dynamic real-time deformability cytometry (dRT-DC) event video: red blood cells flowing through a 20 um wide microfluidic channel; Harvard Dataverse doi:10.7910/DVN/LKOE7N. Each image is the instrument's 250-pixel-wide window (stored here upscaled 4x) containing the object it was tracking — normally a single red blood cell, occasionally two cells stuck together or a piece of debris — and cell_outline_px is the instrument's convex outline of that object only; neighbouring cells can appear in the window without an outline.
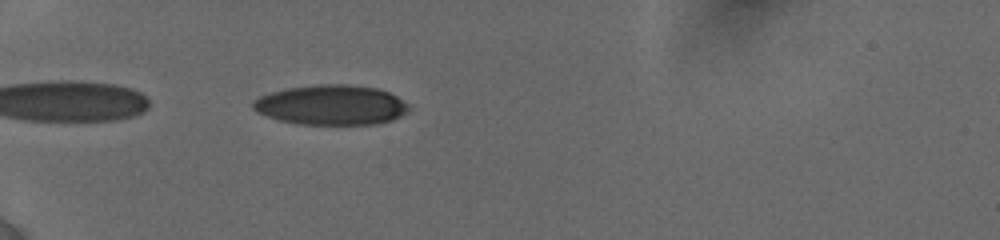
{"species": "human", "species_latin": "Homo sapiens", "temperature_condition": "cold", "stored_images_in_passage": 24, "camera_frame_rate_fps": 3000, "um_per_image_px": 0.085, "donor": {"sex": "female"}, "frame": {"image": 1, "passage_image": 3, "time_ms": 0.333, "image_size_px": [1000, 240], "cell_outline_px": [[412, 108], [408, 112], [392, 120], [376, 124], [296, 124], [280, 120], [256, 112], [252, 108], [252, 100], [260, 96], [272, 92], [288, 88], [316, 84], [348, 84], [380, 88], [396, 96], [408, 104]], "centroid_in_image_um": [28.17, 8.92], "position_along_channel_um": 56.8, "area_um2": 36.47}}
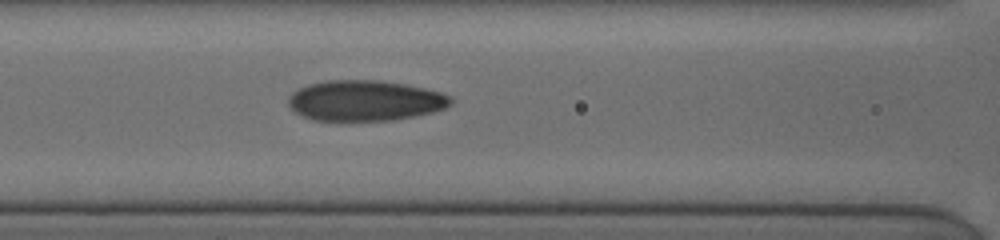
{"frame": {"image": 2, "passage_image": 18, "time_ms": 3.0, "image_size_px": [1000, 240], "cell_outline_px": [[452, 104], [444, 108], [432, 112], [416, 116], [392, 120], [312, 120], [296, 112], [288, 104], [288, 96], [292, 92], [308, 84], [324, 80], [376, 80], [404, 84], [424, 88], [440, 92], [452, 96]], "centroid_in_image_um": [31.03, 8.54], "position_along_channel_um": 135.6, "area_um2": 38.32}}
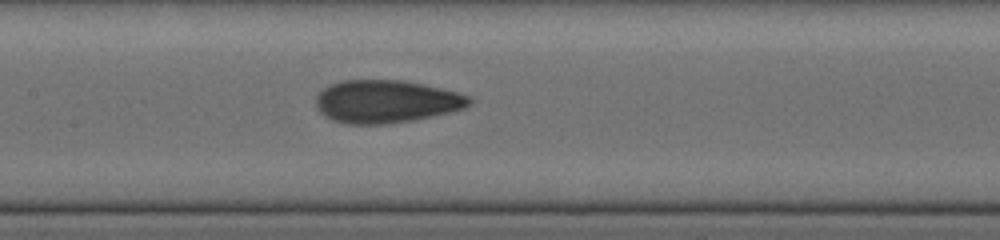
{"frame": {"image": 3, "passage_image": 22, "time_ms": 4.0, "image_size_px": [1000, 240], "cell_outline_px": [[472, 104], [464, 108], [452, 112], [412, 120], [384, 124], [348, 124], [332, 120], [324, 116], [316, 108], [316, 96], [324, 88], [332, 84], [344, 80], [400, 80], [424, 84], [460, 92], [468, 96], [472, 100]], "centroid_in_image_um": [32.84, 8.63], "position_along_channel_um": 174.6, "area_um2": 38.38}}